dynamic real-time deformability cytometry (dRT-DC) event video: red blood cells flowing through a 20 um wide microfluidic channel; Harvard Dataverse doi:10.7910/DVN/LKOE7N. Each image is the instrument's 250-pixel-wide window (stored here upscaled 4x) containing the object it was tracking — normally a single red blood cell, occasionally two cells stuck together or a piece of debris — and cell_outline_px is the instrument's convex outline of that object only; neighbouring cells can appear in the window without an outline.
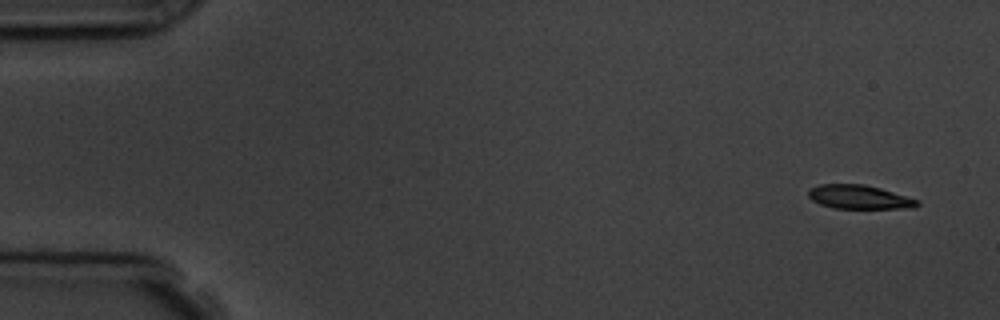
{"species": "common noctule bat (a hibernating species)", "species_latin": "Nyctalus noctula", "temperature_condition": "room temperature", "stored_images_in_passage": 6, "segment_of_instrument_passage": [2, 2], "camera_frame_rate_fps": 3000, "um_per_image_px": 0.085, "animal": {"sex": "male", "body_mass_g": 19.5, "forearm_length_mm": 54.6}, "frame": {"image": 1, "passage_image": 6, "time_ms": 5.667, "image_size_px": [1000, 320], "cell_outline_px": [[920, 204], [916, 208], [832, 208], [820, 204], [812, 200], [808, 196], [808, 188], [820, 184], [864, 184], [880, 188], [920, 200]], "centroid_in_image_um": [73.03, 16.75], "position_along_channel_um": 12.0, "area_um2": 15.26}}